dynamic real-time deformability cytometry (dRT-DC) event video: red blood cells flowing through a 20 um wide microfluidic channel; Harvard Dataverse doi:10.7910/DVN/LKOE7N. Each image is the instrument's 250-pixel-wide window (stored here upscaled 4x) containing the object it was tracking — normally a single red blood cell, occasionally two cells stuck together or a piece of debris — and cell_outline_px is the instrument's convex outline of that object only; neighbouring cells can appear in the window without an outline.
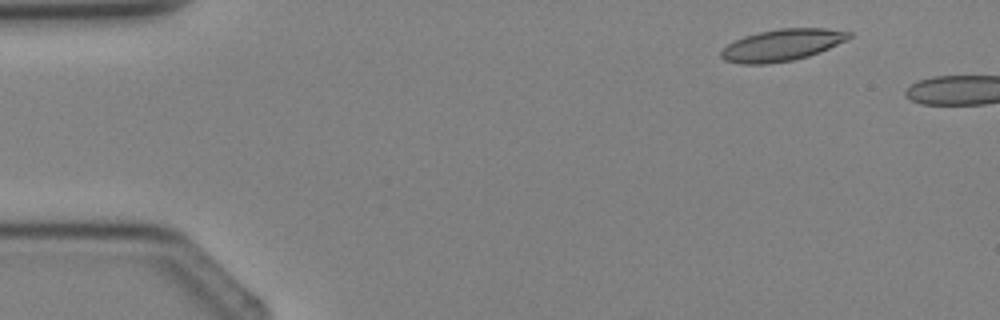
{"species": "Egyptian fruit bat (a non-hibernating species)", "species_latin": "Rousettus aegyptiacus", "temperature_condition": "cold", "stored_images_in_passage": 3, "camera_frame_rate_fps": 3000, "um_per_image_px": 0.085, "animal": {"sex": "female"}, "frame": {"image": 1, "passage_image": 2, "time_ms": 1.0, "image_size_px": [1000, 320], "cell_outline_px": [[852, 36], [848, 40], [820, 52], [808, 56], [792, 60], [768, 64], [740, 64], [724, 60], [720, 56], [720, 52], [728, 44], [744, 36], [760, 32], [780, 28], [824, 28], [852, 32]], "centroid_in_image_um": [66.49, 3.83], "position_along_channel_um": 18.5, "area_um2": 23.7}}